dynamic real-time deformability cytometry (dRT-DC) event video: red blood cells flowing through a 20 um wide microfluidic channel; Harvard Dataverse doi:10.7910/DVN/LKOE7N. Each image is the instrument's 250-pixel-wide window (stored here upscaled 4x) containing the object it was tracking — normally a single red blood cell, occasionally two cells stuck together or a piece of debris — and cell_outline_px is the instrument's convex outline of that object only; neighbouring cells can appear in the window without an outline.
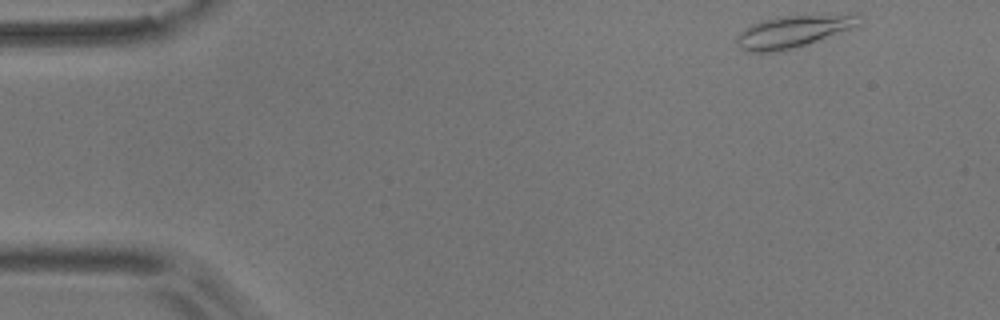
{"species": "common noctule bat (a hibernating species)", "species_latin": "Nyctalus noctula", "temperature_condition": "room temperature", "stored_images_in_passage": 51, "camera_frame_rate_fps": 3000, "um_per_image_px": 0.085, "animal": {"sex": "male", "body_mass_g": 17.9}, "frame": {"image": 1, "passage_image": 1, "time_ms": 0.0, "image_size_px": [1000, 320], "cell_outline_px": [[864, 16], [860, 24], [796, 48], [780, 52], [744, 52], [736, 44], [736, 36], [744, 28], [752, 24], [776, 16], [860, 12]], "centroid_in_image_um": [67.45, 2.64], "position_along_channel_um": 17.5, "area_um2": 23.58}}
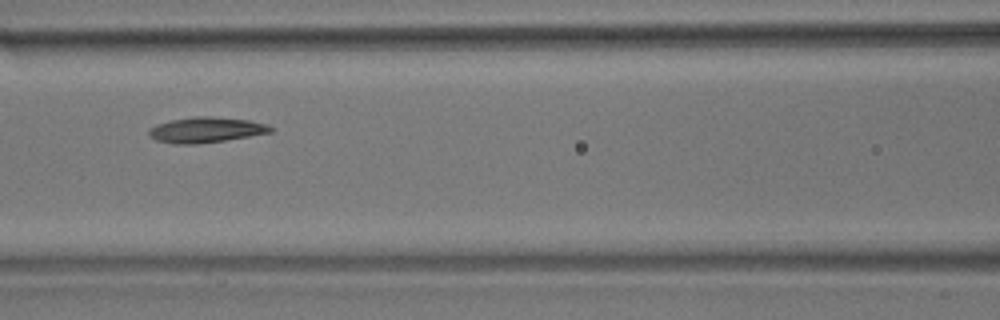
{"frame": {"image": 2, "passage_image": 20, "time_ms": 6.333, "image_size_px": [1000, 320], "cell_outline_px": [[276, 128], [272, 132], [224, 140], [196, 144], [172, 144], [156, 140], [148, 136], [148, 128], [156, 124], [172, 120], [196, 116], [208, 116], [248, 120], [264, 124]], "centroid_in_image_um": [17.45, 11.04], "position_along_channel_um": 149.1, "area_um2": 17.98}}
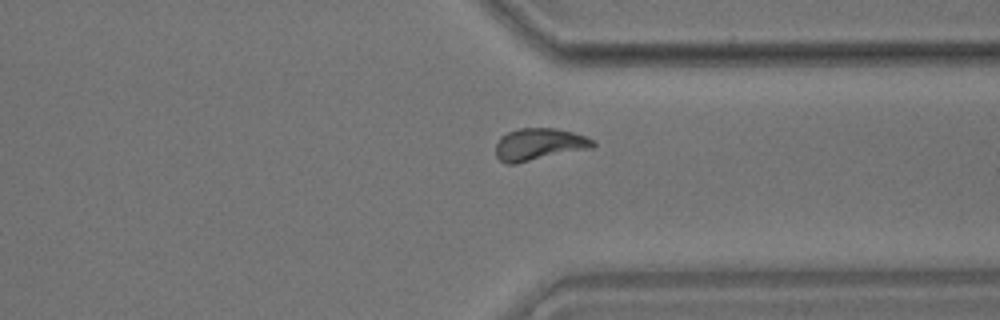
{"frame": {"image": 3, "passage_image": 38, "time_ms": 12.333, "image_size_px": [1000, 320], "cell_outline_px": [[596, 144], [592, 148], [516, 164], [504, 164], [496, 156], [496, 144], [500, 136], [508, 132], [520, 128], [556, 128], [588, 136], [596, 140]], "centroid_in_image_um": [45.84, 12.27], "position_along_channel_um": 365.6, "area_um2": 18.5}, "authors_computed_cell_mechanics": {"area_um2": 17.629, "velocity_mm_per_s": 3.6142, "shape_relaxation_time_tau1_ms": 7.835, "shape_relaxation_time_tau2_ms": 3.4104, "deformation_change_tau1": 0.2171, "deformation_change_tau2": 0.1}}